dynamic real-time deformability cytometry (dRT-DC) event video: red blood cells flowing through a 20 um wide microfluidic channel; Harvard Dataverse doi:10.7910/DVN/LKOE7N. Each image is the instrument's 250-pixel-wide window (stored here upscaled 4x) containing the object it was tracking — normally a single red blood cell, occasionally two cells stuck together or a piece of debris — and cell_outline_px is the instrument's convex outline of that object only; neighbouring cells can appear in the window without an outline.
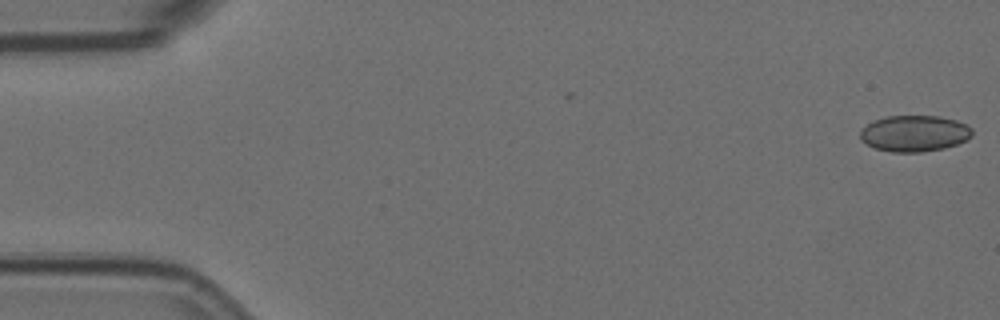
{"species": "Egyptian fruit bat (a non-hibernating species)", "species_latin": "Rousettus aegyptiacus", "temperature_condition": "room temperature", "stored_images_in_passage": 57, "camera_frame_rate_fps": 3000, "um_per_image_px": 0.085, "animal": {"sex": "female"}, "frame": {"image": 1, "passage_image": 1, "time_ms": 0.0, "image_size_px": [1000, 320], "cell_outline_px": [[972, 136], [956, 144], [944, 148], [920, 152], [892, 152], [872, 148], [860, 140], [860, 128], [872, 120], [888, 116], [940, 116], [956, 120], [968, 124], [972, 128]], "centroid_in_image_um": [77.68, 11.33], "position_along_channel_um": 7.3, "area_um2": 23.93}}
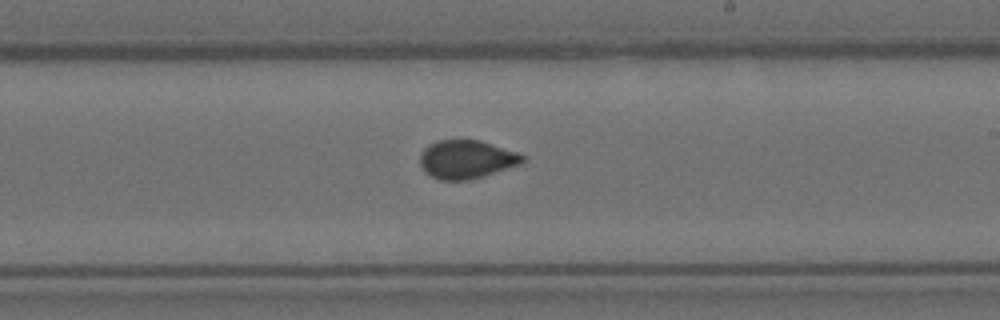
{"frame": {"image": 2, "passage_image": 33, "time_ms": 10.667, "image_size_px": [1000, 320], "cell_outline_px": [[524, 160], [520, 164], [484, 176], [468, 180], [440, 180], [424, 172], [420, 164], [420, 156], [424, 148], [440, 140], [480, 140], [520, 152], [524, 156]], "centroid_in_image_um": [39.67, 13.55], "position_along_channel_um": 249.3, "area_um2": 22.95}}
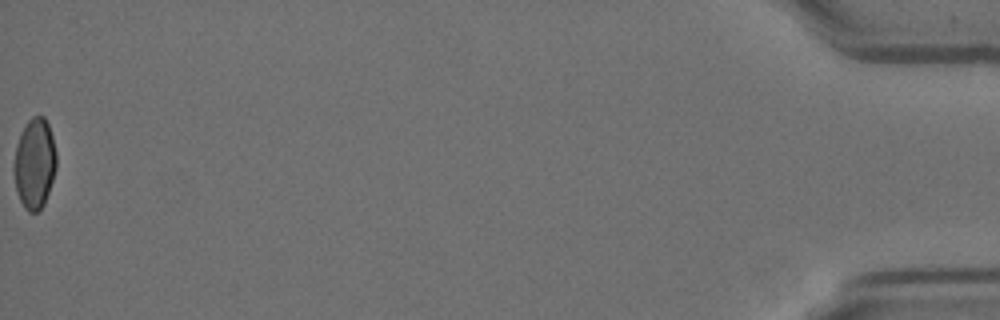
{"frame": {"image": 3, "passage_image": 57, "time_ms": 18.667, "image_size_px": [1000, 320], "cell_outline_px": [[56, 168], [44, 204], [36, 212], [28, 212], [24, 208], [16, 192], [12, 172], [12, 168], [16, 144], [20, 132], [28, 120], [32, 116], [44, 116], [48, 124], [52, 136], [56, 152]], "centroid_in_image_um": [2.9, 13.89], "position_along_channel_um": 432.3, "area_um2": 22.66}}